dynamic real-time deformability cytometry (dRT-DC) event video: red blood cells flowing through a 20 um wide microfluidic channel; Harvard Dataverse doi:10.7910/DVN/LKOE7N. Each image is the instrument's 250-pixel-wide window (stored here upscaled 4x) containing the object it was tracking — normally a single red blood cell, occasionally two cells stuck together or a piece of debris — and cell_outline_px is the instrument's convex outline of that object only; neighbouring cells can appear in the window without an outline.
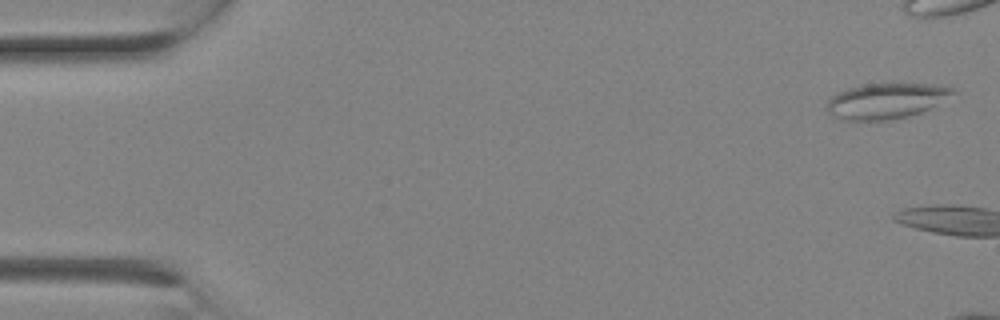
{"species": "Egyptian fruit bat (a non-hibernating species)", "species_latin": "Rousettus aegyptiacus", "temperature_condition": "room temperature", "stored_images_in_passage": 3, "camera_frame_rate_fps": 3000, "um_per_image_px": 0.085, "animal": {"sex": "female"}, "frame": {"image": 1, "passage_image": 1, "time_ms": 0.0, "image_size_px": [1000, 320], "cell_outline_px": [[960, 92], [920, 112], [908, 116], [888, 120], [840, 120], [828, 116], [828, 100], [836, 92], [860, 84], [932, 84], [952, 88]], "centroid_in_image_um": [75.28, 8.58], "position_along_channel_um": 9.7, "area_um2": 26.13}}